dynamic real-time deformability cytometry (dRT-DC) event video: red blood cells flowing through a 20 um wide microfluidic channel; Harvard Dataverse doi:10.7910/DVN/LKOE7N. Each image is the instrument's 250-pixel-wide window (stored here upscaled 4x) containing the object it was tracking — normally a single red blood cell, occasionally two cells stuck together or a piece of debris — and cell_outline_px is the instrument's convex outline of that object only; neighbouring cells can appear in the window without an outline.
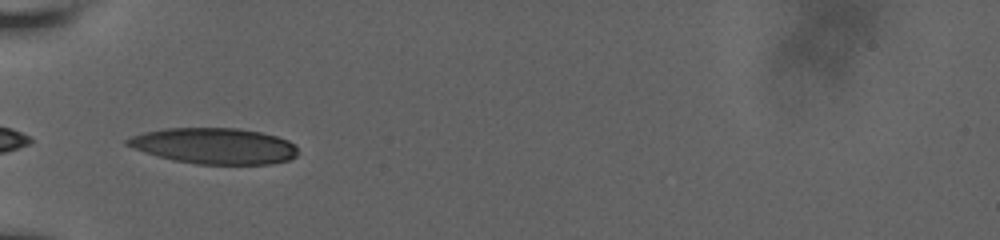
{"species": "human", "species_latin": "Homo sapiens", "temperature_condition": "room temperature", "stored_images_in_passage": 35, "camera_frame_rate_fps": 3000, "um_per_image_px": 0.085, "donor": {"sex": "male"}, "frame": {"image": 1, "passage_image": 1, "time_ms": 0.0, "image_size_px": [1000, 240], "cell_outline_px": [[296, 156], [288, 160], [268, 164], [196, 164], [172, 160], [124, 144], [124, 140], [132, 136], [144, 132], [164, 128], [240, 128], [260, 132], [276, 136], [288, 140], [296, 144]], "centroid_in_image_um": [18.24, 12.39], "position_along_channel_um": 66.8, "area_um2": 35.55}}
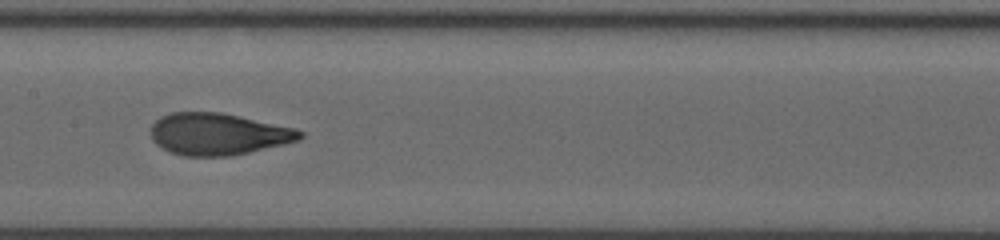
{"frame": {"image": 2, "passage_image": 11, "time_ms": 3.333, "image_size_px": [1000, 240], "cell_outline_px": [[304, 136], [300, 140], [284, 144], [232, 156], [184, 156], [172, 152], [156, 144], [152, 140], [152, 124], [160, 116], [172, 112], [220, 112], [240, 116], [296, 128], [304, 132]], "centroid_in_image_um": [18.57, 11.39], "position_along_channel_um": 188.8, "area_um2": 36.41}}
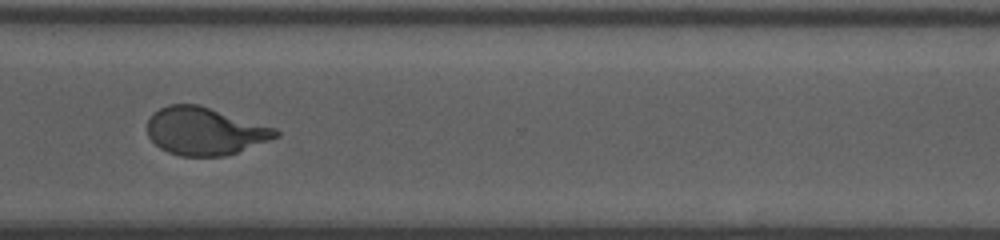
{"frame": {"image": 3, "passage_image": 24, "time_ms": 7.667, "image_size_px": [1000, 240], "cell_outline_px": [[280, 136], [236, 152], [224, 156], [180, 156], [168, 152], [160, 148], [148, 136], [148, 120], [152, 112], [168, 104], [200, 104], [276, 128], [280, 132]], "centroid_in_image_um": [17.4, 11.13], "position_along_channel_um": 353.2, "area_um2": 35.72}, "authors_computed_cell_mechanics": {"area_um2": 36.0094, "velocity_mm_per_s": 3.7934, "shape_relaxation_time_tau1_ms": 4.9745, "shape_relaxation_time_tau2_ms": 0.8402, "deformation_change_tau1": 0.2112, "deformation_change_tau2": 0.075}}